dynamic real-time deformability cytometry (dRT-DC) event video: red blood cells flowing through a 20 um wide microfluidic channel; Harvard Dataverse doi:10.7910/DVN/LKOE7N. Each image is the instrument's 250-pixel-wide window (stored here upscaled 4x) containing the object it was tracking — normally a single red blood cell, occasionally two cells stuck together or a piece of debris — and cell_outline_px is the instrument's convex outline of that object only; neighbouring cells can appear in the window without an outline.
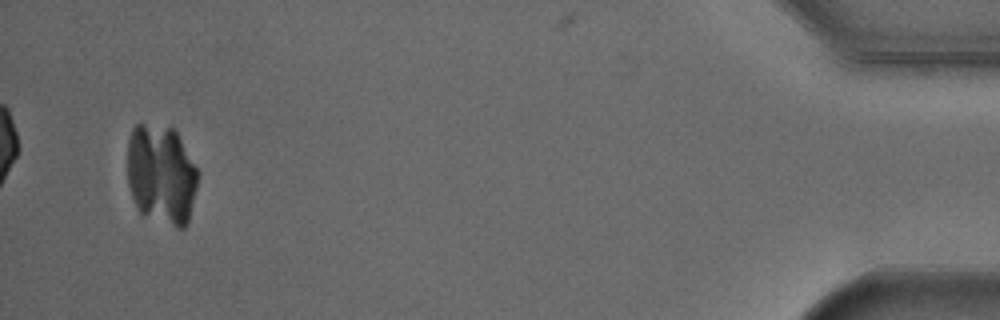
{"species": "Egyptian fruit bat (a non-hibernating species)", "species_latin": "Rousettus aegyptiacus", "temperature_condition": "cold", "stored_images_in_passage": 52, "camera_frame_rate_fps": 3000, "um_per_image_px": 0.085, "animal": {"sex": "male"}, "frame": {"image": 1, "passage_image": 50, "time_ms": 16.333, "image_size_px": [1000, 320], "cell_outline_px": [[200, 176], [188, 224], [184, 228], [176, 228], [140, 212], [136, 208], [128, 184], [128, 140], [132, 128], [136, 124], [144, 124], [172, 128], [176, 132], [200, 172]], "centroid_in_image_um": [13.74, 14.85], "position_along_channel_um": 421.5, "area_um2": 41.38}}